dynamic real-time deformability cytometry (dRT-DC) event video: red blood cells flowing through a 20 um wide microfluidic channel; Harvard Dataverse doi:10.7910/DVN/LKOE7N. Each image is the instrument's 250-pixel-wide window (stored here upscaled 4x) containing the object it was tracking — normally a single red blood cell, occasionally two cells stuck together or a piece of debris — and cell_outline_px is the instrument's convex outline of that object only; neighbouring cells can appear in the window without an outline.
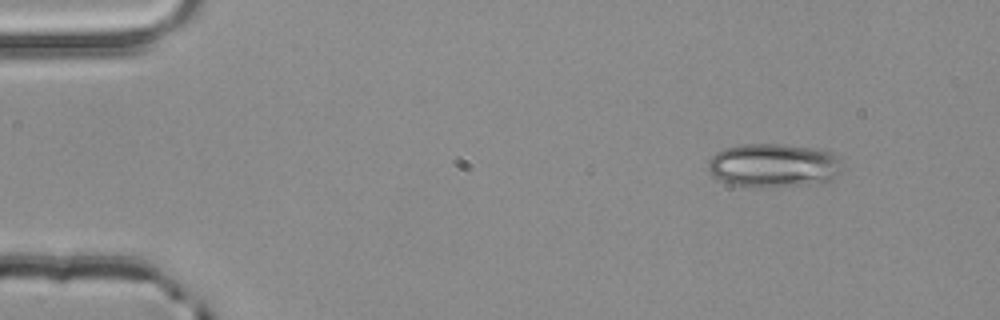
{"species": "common noctule bat (a hibernating species)", "species_latin": "Nyctalus noctula", "temperature_condition": "room temperature", "stored_images_in_passage": 3, "camera_frame_rate_fps": 3000, "um_per_image_px": 0.085, "animal": {"sex": "male", "body_mass_g": 20.4}, "frame": {"image": 1, "passage_image": 1, "time_ms": 0.0, "image_size_px": [1000, 320], "cell_outline_px": [[840, 172], [828, 180], [800, 184], [748, 188], [716, 180], [712, 176], [708, 168], [708, 160], [716, 152], [724, 148], [744, 144], [780, 144], [820, 148], [832, 152], [840, 156]], "centroid_in_image_um": [65.7, 14.04], "position_along_channel_um": 19.3, "area_um2": 34.28}}